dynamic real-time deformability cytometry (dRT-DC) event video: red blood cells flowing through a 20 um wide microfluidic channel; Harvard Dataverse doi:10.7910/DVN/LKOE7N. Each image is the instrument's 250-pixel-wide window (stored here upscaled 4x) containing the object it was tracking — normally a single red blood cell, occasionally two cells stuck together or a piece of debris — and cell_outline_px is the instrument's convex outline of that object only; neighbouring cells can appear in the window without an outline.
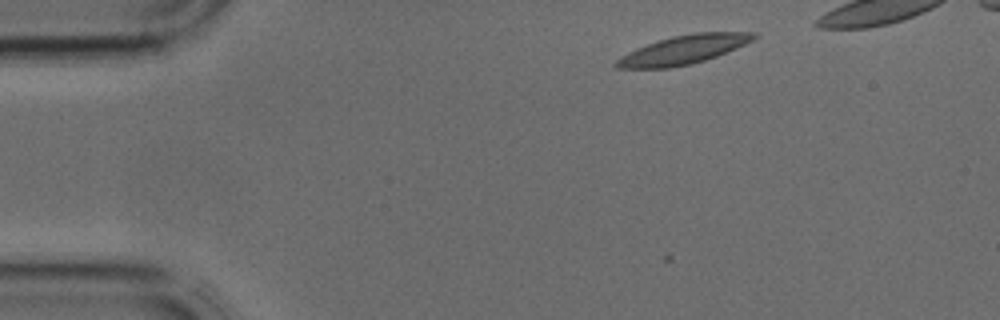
{"species": "common noctule bat (a hibernating species)", "species_latin": "Nyctalus noctula", "temperature_condition": "cold", "stored_images_in_passage": 3, "segment_of_instrument_passage": [2, 2], "camera_frame_rate_fps": 3000, "um_per_image_px": 0.085, "animal": {"sex": "male", "body_mass_g": 17.9, "forearm_length_mm": 54.2}, "frame": {"image": 1, "passage_image": 3, "time_ms": 0.667, "image_size_px": [1000, 320], "cell_outline_px": [[760, 36], [736, 48], [716, 56], [704, 60], [688, 64], [668, 68], [616, 68], [612, 64], [616, 60], [628, 52], [636, 48], [656, 40], [672, 36], [696, 32], [760, 32]], "centroid_in_image_um": [58.09, 4.21], "position_along_channel_um": 26.9, "area_um2": 23.0}}